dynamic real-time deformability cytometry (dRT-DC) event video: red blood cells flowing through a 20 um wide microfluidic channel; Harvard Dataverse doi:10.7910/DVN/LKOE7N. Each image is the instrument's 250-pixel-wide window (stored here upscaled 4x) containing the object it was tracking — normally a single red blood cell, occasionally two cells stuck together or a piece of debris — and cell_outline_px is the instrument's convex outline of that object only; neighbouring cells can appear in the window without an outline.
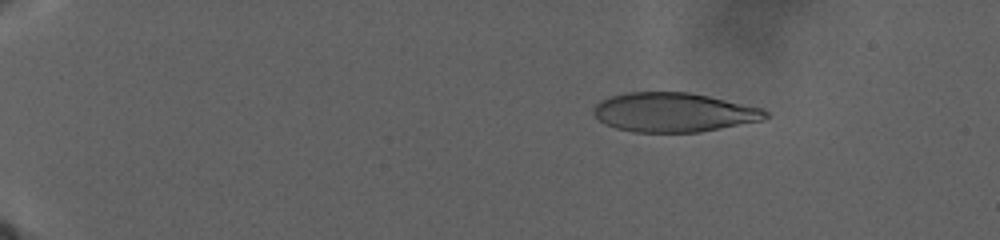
{"species": "human", "species_latin": "Homo sapiens", "temperature_condition": "warm", "stored_images_in_passage": 69, "camera_frame_rate_fps": 3000, "um_per_image_px": 0.085, "donor": {"sex": "male"}, "frame": {"image": 1, "passage_image": 9, "time_ms": 7.0, "image_size_px": [1000, 240], "cell_outline_px": [[768, 116], [760, 120], [700, 132], [632, 132], [616, 128], [604, 124], [592, 112], [596, 104], [612, 96], [628, 92], [688, 92], [708, 96], [764, 108], [768, 112]], "centroid_in_image_um": [57.26, 9.55], "position_along_channel_um": 27.7, "area_um2": 39.02}}
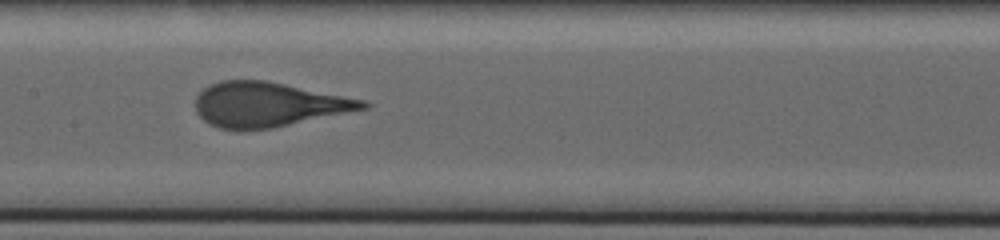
{"frame": {"image": 2, "passage_image": 43, "time_ms": 23.333, "image_size_px": [1000, 240], "cell_outline_px": [[372, 104], [368, 108], [272, 128], [220, 128], [208, 124], [196, 112], [196, 96], [208, 84], [220, 80], [268, 80], [364, 100]], "centroid_in_image_um": [22.79, 8.86], "position_along_channel_um": 184.6, "area_um2": 43.18}}
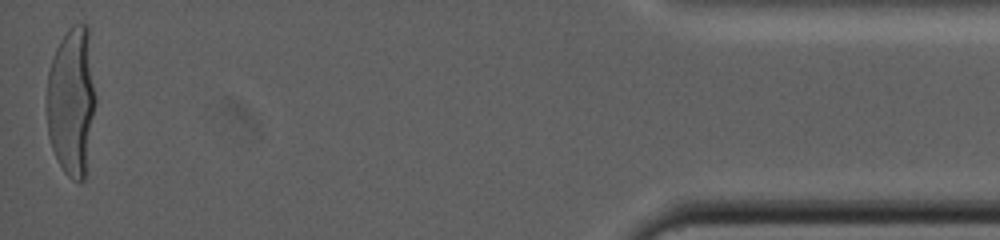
{"frame": {"image": 3, "passage_image": 69, "time_ms": 41.0, "image_size_px": [1000, 240], "cell_outline_px": [[96, 104], [84, 180], [80, 184], [72, 180], [64, 172], [52, 148], [48, 136], [48, 72], [56, 48], [60, 40], [68, 28], [72, 24], [88, 24], [96, 96]], "centroid_in_image_um": [6.12, 8.6], "position_along_channel_um": 429.1, "area_um2": 42.54}}